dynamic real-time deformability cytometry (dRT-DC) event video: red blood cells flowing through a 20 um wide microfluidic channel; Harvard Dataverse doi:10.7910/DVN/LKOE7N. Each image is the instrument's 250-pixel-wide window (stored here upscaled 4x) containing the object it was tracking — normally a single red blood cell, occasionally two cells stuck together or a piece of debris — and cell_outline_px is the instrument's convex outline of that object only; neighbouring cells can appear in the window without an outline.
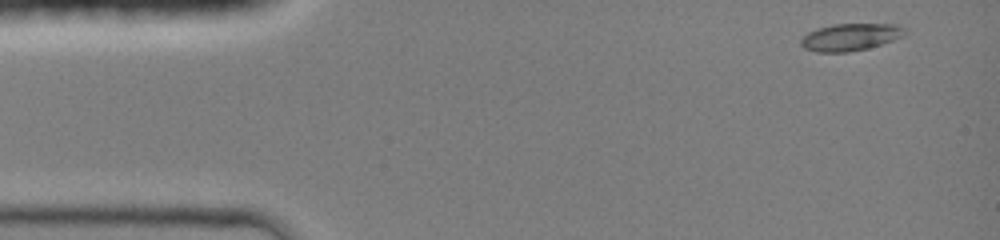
{"species": "common noctule bat (a hibernating species)", "species_latin": "Nyctalus noctula", "temperature_condition": "room temperature", "stored_images_in_passage": 41, "camera_frame_rate_fps": 3000, "um_per_image_px": 0.085, "animal": {"sex": "female", "body_mass_g": 19.0, "forearm_length_mm": 51.5}, "frame": {"image": 1, "passage_image": 1, "time_ms": 0.0, "image_size_px": [1000, 240], "cell_outline_px": [[908, 32], [904, 36], [868, 48], [848, 52], [816, 52], [804, 48], [800, 44], [800, 40], [808, 32], [816, 28], [832, 24], [896, 24], [908, 28]], "centroid_in_image_um": [72.3, 3.14], "position_along_channel_um": 12.7, "area_um2": 16.65}}
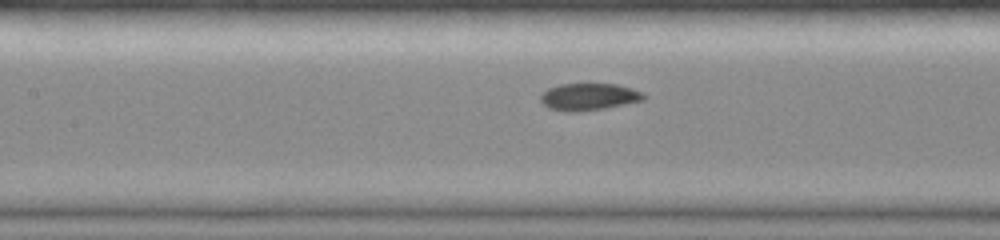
{"frame": {"image": 2, "passage_image": 19, "time_ms": 5.667, "image_size_px": [1000, 240], "cell_outline_px": [[644, 100], [604, 108], [576, 112], [568, 112], [548, 108], [540, 100], [540, 96], [548, 88], [560, 84], [616, 84], [632, 88], [640, 92], [644, 96]], "centroid_in_image_um": [50.01, 8.23], "position_along_channel_um": 157.4, "area_um2": 16.07}}
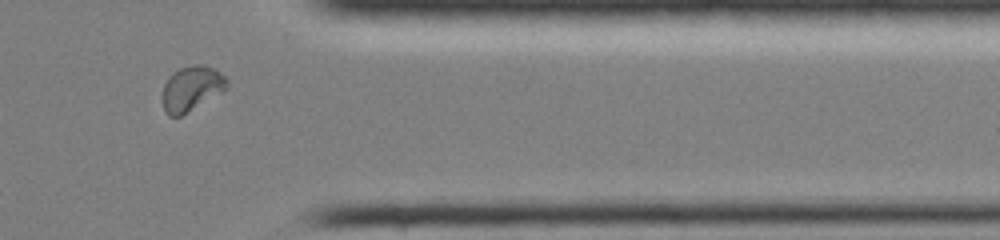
{"frame": {"image": 3, "passage_image": 35, "time_ms": 11.333, "image_size_px": [1000, 240], "cell_outline_px": [[228, 84], [224, 92], [180, 116], [168, 116], [164, 112], [160, 96], [164, 84], [168, 76], [172, 72], [180, 68], [192, 64], [200, 64], [212, 68], [220, 72], [228, 80]], "centroid_in_image_um": [16.24, 7.53], "position_along_channel_um": 395.2, "area_um2": 17.28}, "authors_computed_cell_mechanics": {"area_um2": 16.2996, "velocity_mm_per_s": 4.2475, "shape_relaxation_time_tau1_ms": 5.8039, "shape_relaxation_time_tau2_ms": 1.1869, "deformation_change_tau1": 0.1575, "deformation_change_tau2": 0.0345}}